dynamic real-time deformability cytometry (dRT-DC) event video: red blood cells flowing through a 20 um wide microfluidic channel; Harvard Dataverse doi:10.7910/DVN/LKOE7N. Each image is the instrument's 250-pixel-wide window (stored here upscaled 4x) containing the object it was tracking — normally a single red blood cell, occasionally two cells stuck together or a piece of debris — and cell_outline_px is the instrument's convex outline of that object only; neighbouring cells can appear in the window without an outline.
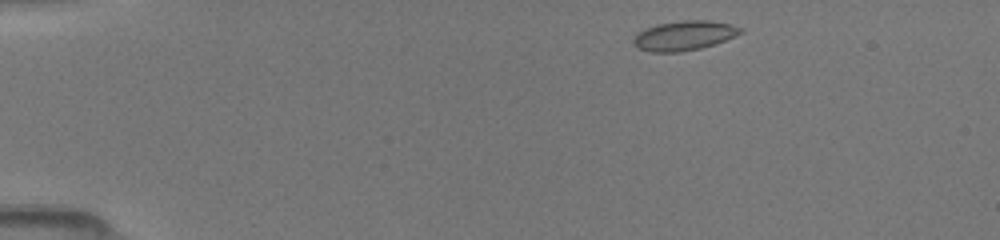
{"species": "common noctule bat (a hibernating species)", "species_latin": "Nyctalus noctula", "temperature_condition": "room temperature", "stored_images_in_passage": 18, "camera_frame_rate_fps": 3000, "um_per_image_px": 0.085, "animal": {"sex": "female", "body_mass_g": 19.5, "forearm_length_mm": 54.1}, "frame": {"image": 1, "passage_image": 1, "time_ms": 0.0, "image_size_px": [1000, 240], "cell_outline_px": [[744, 32], [724, 40], [700, 48], [676, 52], [652, 52], [640, 48], [632, 40], [640, 32], [656, 24], [684, 20], [708, 20], [728, 24], [744, 28]], "centroid_in_image_um": [58.19, 3.01], "position_along_channel_um": 26.8, "area_um2": 17.98}}
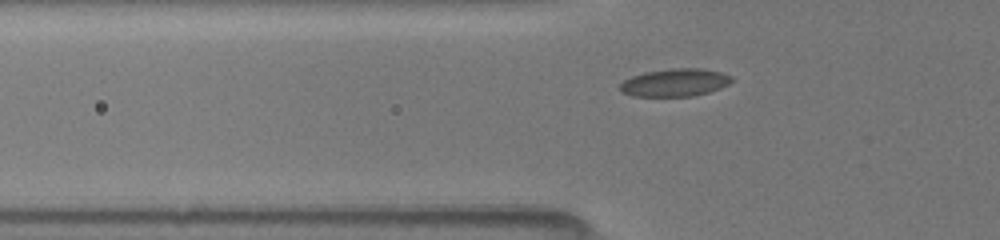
{"frame": {"image": 2, "passage_image": 13, "time_ms": 3.0, "image_size_px": [1000, 240], "cell_outline_px": [[732, 80], [728, 84], [720, 88], [708, 92], [692, 96], [632, 96], [620, 92], [620, 84], [624, 80], [632, 76], [644, 72], [672, 68], [700, 68], [720, 72], [732, 76]], "centroid_in_image_um": [57.34, 7.01], "position_along_channel_um": 68.5, "area_um2": 18.03}}
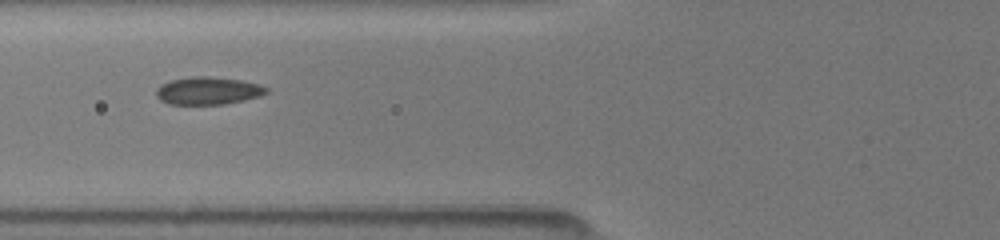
{"frame": {"image": 3, "passage_image": 17, "time_ms": 4.0, "image_size_px": [1000, 240], "cell_outline_px": [[268, 92], [260, 96], [244, 100], [224, 104], [172, 104], [160, 100], [156, 96], [156, 88], [160, 84], [172, 80], [192, 76], [208, 76], [240, 80], [260, 84], [268, 88]], "centroid_in_image_um": [17.68, 7.71], "position_along_channel_um": 108.1, "area_um2": 17.74}}